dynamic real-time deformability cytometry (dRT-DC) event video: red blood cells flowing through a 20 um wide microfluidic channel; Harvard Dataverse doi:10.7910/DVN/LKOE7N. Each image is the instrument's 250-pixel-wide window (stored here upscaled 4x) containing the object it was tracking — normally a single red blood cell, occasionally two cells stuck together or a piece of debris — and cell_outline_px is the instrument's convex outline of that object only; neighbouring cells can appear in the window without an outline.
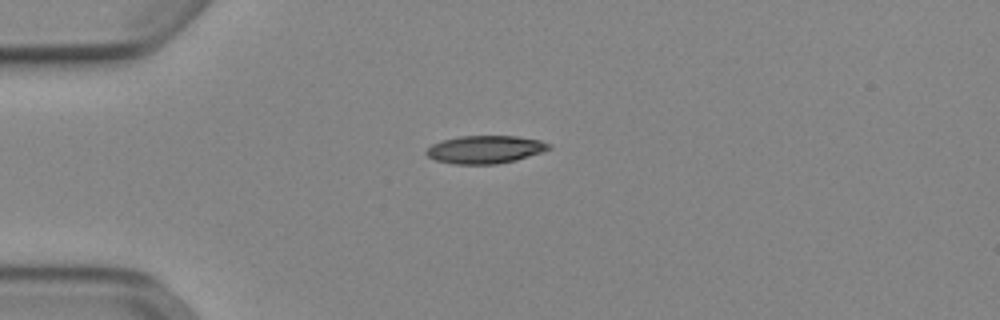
{"species": "Egyptian fruit bat (a non-hibernating species)", "species_latin": "Rousettus aegyptiacus", "temperature_condition": "cold", "stored_images_in_passage": 39, "camera_frame_rate_fps": 3000, "um_per_image_px": 0.085, "animal": {"sex": "female"}, "frame": {"image": 1, "passage_image": 1, "time_ms": 0.0, "image_size_px": [1000, 320], "cell_outline_px": [[552, 148], [516, 160], [496, 164], [456, 164], [436, 160], [428, 156], [424, 152], [432, 144], [444, 140], [460, 136], [516, 136], [540, 140], [552, 144]], "centroid_in_image_um": [41.25, 12.7], "position_along_channel_um": 43.7, "area_um2": 19.77}}
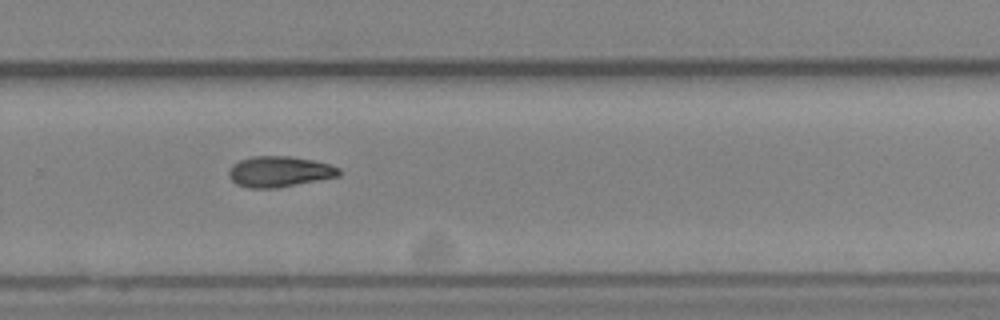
{"frame": {"image": 2, "passage_image": 23, "time_ms": 7.333, "image_size_px": [1000, 320], "cell_outline_px": [[340, 176], [276, 188], [248, 188], [236, 184], [228, 176], [228, 172], [232, 164], [240, 160], [252, 156], [288, 156], [312, 160], [328, 164], [340, 168]], "centroid_in_image_um": [23.72, 14.59], "position_along_channel_um": 306.1, "area_um2": 19.71}}
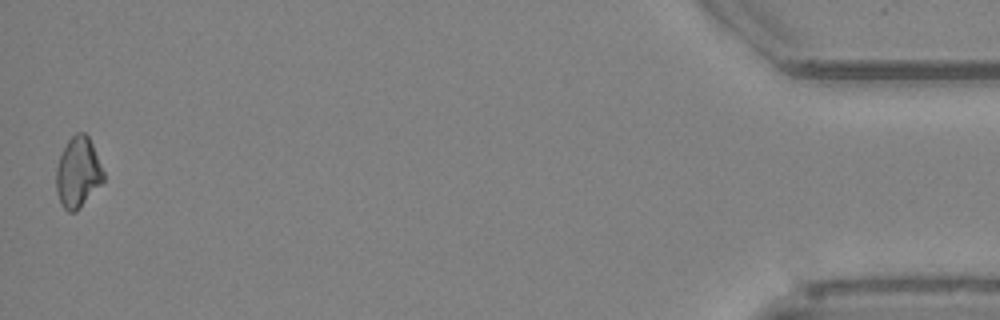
{"frame": {"image": 3, "passage_image": 39, "time_ms": 12.667, "image_size_px": [1000, 320], "cell_outline_px": [[104, 180], [76, 212], [68, 212], [60, 204], [56, 192], [56, 168], [60, 156], [68, 140], [76, 132], [84, 132], [88, 136], [92, 144], [104, 172]], "centroid_in_image_um": [6.61, 14.67], "position_along_channel_um": 428.6, "area_um2": 19.31}, "authors_computed_cell_mechanics": {"area_um2": 19.652, "velocity_mm_per_s": 3.9295, "shape_relaxation_time_tau1_ms": 3.027, "shape_relaxation_time_tau2_ms": null, "deformation_change_tau1": 0.1076, "deformation_change_tau2": null}}